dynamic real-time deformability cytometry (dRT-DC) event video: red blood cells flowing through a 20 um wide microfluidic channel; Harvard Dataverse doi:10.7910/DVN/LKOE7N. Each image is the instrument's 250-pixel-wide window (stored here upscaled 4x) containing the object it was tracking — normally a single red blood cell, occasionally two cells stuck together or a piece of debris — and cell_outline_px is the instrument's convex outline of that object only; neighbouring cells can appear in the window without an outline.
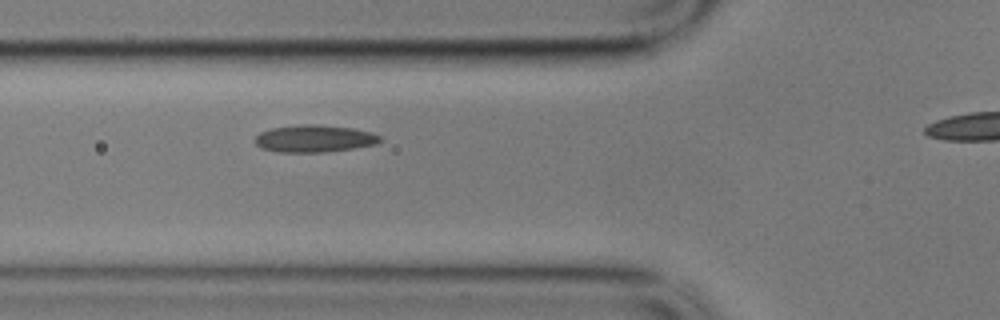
{"species": "common noctule bat (a hibernating species)", "species_latin": "Nyctalus noctula", "temperature_condition": "cold", "stored_images_in_passage": 41, "camera_frame_rate_fps": 3000, "um_per_image_px": 0.085, "animal": {"sex": "male", "body_mass_g": 17.9}, "frame": {"image": 1, "passage_image": 11, "time_ms": 3.333, "image_size_px": [1000, 320], "cell_outline_px": [[384, 140], [376, 144], [352, 148], [324, 152], [280, 152], [260, 148], [252, 140], [260, 132], [272, 128], [304, 124], [316, 124], [352, 128], [372, 132], [380, 136]], "centroid_in_image_um": [26.71, 11.78], "position_along_channel_um": 99.1, "area_um2": 19.88}}
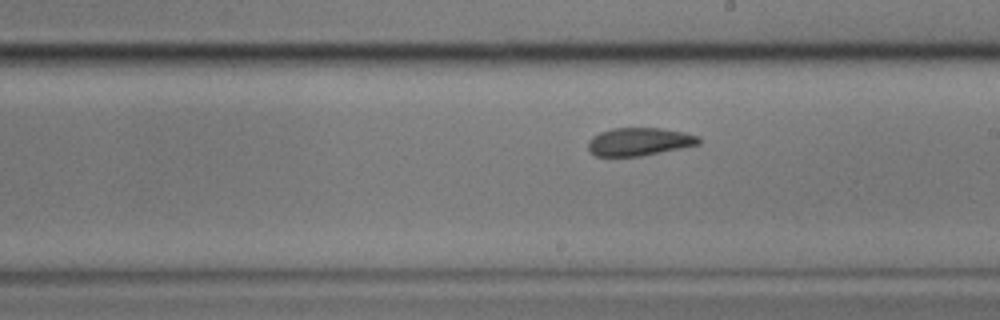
{"frame": {"image": 2, "passage_image": 23, "time_ms": 7.333, "image_size_px": [1000, 320], "cell_outline_px": [[700, 144], [640, 156], [596, 156], [588, 152], [588, 140], [592, 136], [600, 132], [612, 128], [660, 128], [684, 132], [700, 136]], "centroid_in_image_um": [54.3, 12.04], "position_along_channel_um": 234.7, "area_um2": 18.09}}
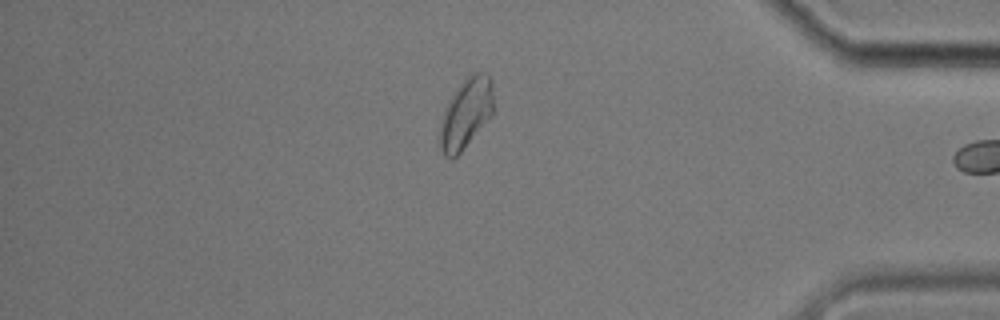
{"frame": {"image": 3, "passage_image": 40, "time_ms": 13.0, "image_size_px": [1000, 320], "cell_outline_px": [[492, 116], [460, 152], [452, 160], [448, 160], [444, 156], [440, 148], [436, 136], [444, 112], [452, 96], [460, 84], [472, 72], [484, 72], [492, 80]], "centroid_in_image_um": [39.57, 9.69], "position_along_channel_um": 395.6, "area_um2": 21.91}}